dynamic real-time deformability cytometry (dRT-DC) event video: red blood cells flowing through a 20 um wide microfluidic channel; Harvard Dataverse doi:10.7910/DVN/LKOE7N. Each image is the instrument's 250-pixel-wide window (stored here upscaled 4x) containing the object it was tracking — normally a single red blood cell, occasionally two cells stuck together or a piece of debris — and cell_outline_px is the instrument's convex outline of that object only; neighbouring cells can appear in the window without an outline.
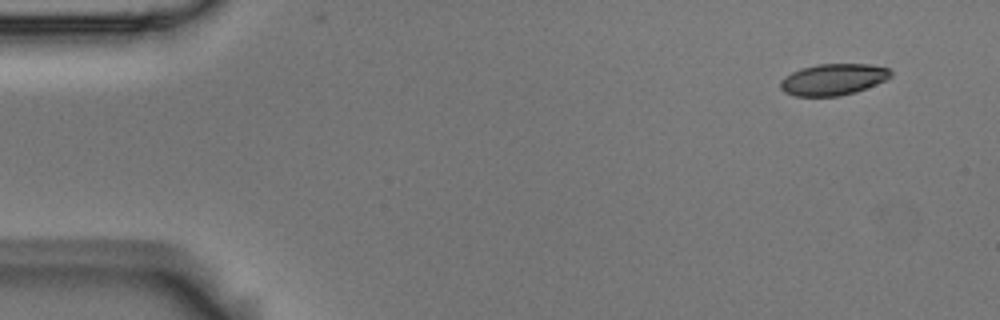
{"species": "Egyptian fruit bat (a non-hibernating species)", "species_latin": "Rousettus aegyptiacus", "temperature_condition": "room temperature", "stored_images_in_passage": 4, "camera_frame_rate_fps": 3000, "um_per_image_px": 0.085, "animal": {"sex": "male"}, "frame": {"image": 1, "passage_image": 1, "time_ms": 0.0, "image_size_px": [1000, 320], "cell_outline_px": [[892, 76], [876, 84], [856, 92], [840, 96], [796, 96], [784, 92], [780, 88], [780, 80], [784, 76], [800, 68], [816, 64], [868, 64], [888, 68], [892, 72]], "centroid_in_image_um": [70.79, 6.75], "position_along_channel_um": 14.2, "area_um2": 20.29}}
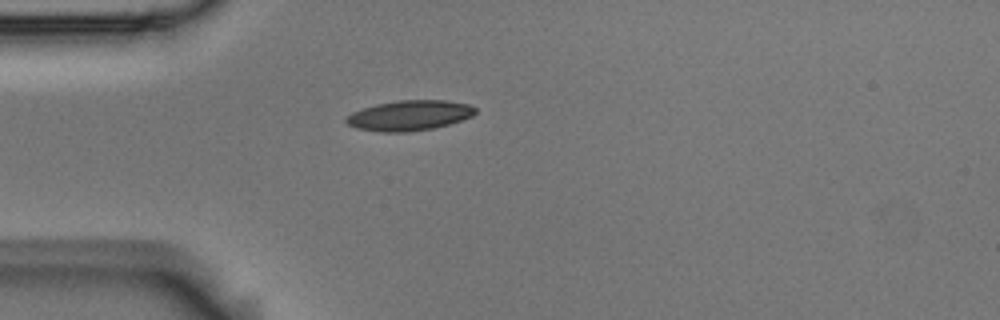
{"frame": {"image": 2, "passage_image": 4, "time_ms": 1.0, "image_size_px": [1000, 320], "cell_outline_px": [[476, 112], [472, 116], [448, 124], [432, 128], [408, 132], [380, 132], [356, 128], [348, 124], [344, 120], [352, 112], [376, 104], [400, 100], [444, 100], [468, 104], [476, 108]], "centroid_in_image_um": [34.78, 9.81], "position_along_channel_um": 50.2, "area_um2": 22.54}}